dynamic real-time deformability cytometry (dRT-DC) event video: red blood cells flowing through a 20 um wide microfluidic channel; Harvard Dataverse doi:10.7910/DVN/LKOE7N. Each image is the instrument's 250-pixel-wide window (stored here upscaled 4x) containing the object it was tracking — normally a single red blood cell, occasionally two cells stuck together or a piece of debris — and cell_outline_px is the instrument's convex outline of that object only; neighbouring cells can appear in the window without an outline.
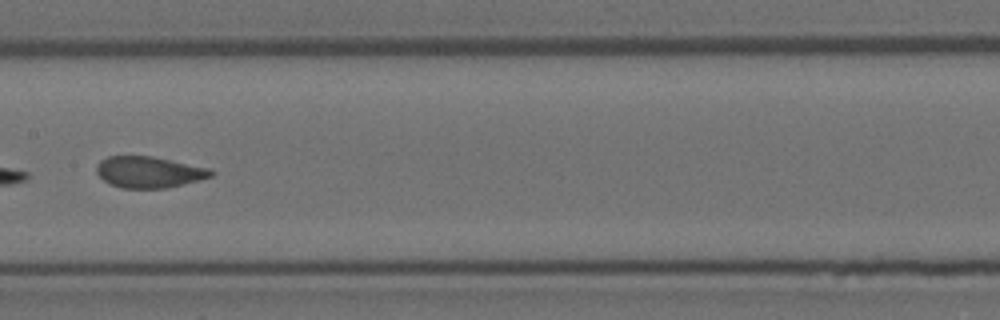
{"species": "Egyptian fruit bat (a non-hibernating species)", "species_latin": "Rousettus aegyptiacus", "temperature_condition": "room temperature", "stored_images_in_passage": 8, "camera_frame_rate_fps": 3000, "um_per_image_px": 0.085, "animal": {"sex": "female"}, "frame": {"image": 1, "passage_image": 8, "time_ms": 2.333, "image_size_px": [1000, 320], "cell_outline_px": [[216, 172], [212, 176], [200, 180], [168, 188], [124, 188], [108, 184], [96, 172], [96, 168], [100, 160], [108, 156], [152, 156], [212, 168]], "centroid_in_image_um": [12.7, 14.63], "position_along_channel_um": 194.7, "area_um2": 21.1}}